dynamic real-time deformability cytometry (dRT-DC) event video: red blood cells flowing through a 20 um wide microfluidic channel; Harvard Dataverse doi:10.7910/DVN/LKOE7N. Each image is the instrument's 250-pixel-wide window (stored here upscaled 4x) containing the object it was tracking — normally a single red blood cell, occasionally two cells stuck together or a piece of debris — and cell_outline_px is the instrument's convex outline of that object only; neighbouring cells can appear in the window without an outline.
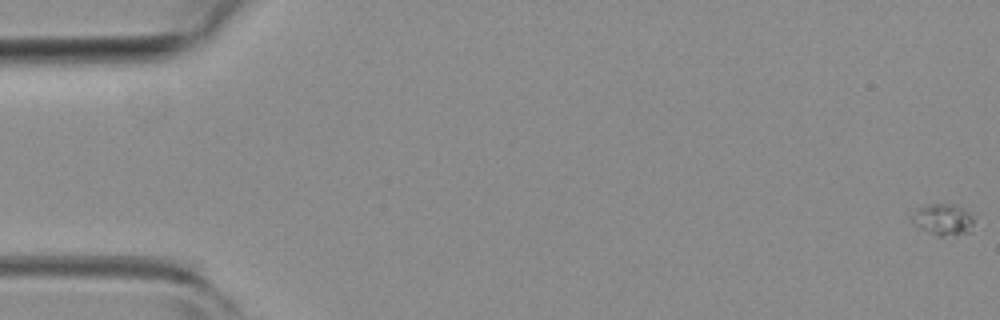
{"species": "common noctule bat (a hibernating species)", "species_latin": "Nyctalus noctula", "temperature_condition": "room temperature", "stored_images_in_passage": 12, "camera_frame_rate_fps": 3000, "um_per_image_px": 0.085, "animal": {"sex": "female", "body_mass_g": 19.3, "forearm_length_mm": 54.1}, "frame": {"image": 1, "passage_image": 1, "time_ms": 0.0, "image_size_px": [1000, 320], "cell_outline_px": [[976, 216], [972, 232], [940, 236], [936, 236], [912, 224], [908, 216], [916, 204], [956, 204], [964, 208]], "centroid_in_image_um": [80.11, 18.62], "position_along_channel_um": 4.9, "area_um2": 12.25}}
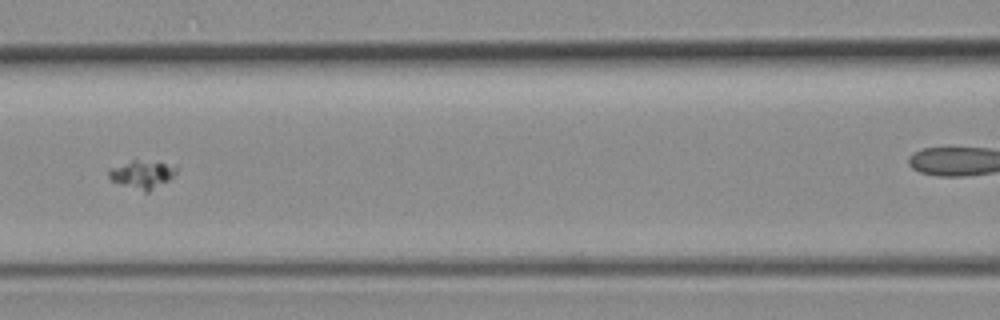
{"frame": {"image": 2, "passage_image": 7, "time_ms": 2.0, "image_size_px": [1000, 320], "cell_outline_px": [[176, 172], [168, 180], [148, 192], [144, 192], [112, 180], [108, 176], [108, 168], [136, 156], [176, 164]], "centroid_in_image_um": [12.08, 14.71], "position_along_channel_um": 154.5, "area_um2": 11.73}}
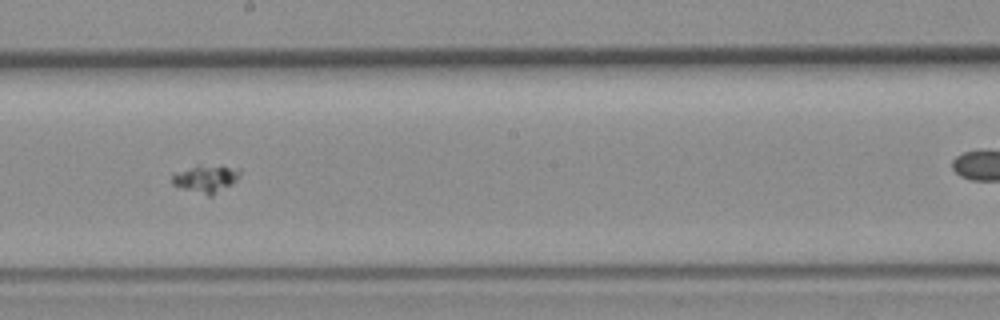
{"frame": {"image": 3, "passage_image": 9, "time_ms": 2.667, "image_size_px": [1000, 320], "cell_outline_px": [[240, 176], [232, 184], [212, 196], [208, 196], [172, 184], [172, 172], [196, 164], [240, 168]], "centroid_in_image_um": [17.47, 15.16], "position_along_channel_um": 230.7, "area_um2": 11.04}}